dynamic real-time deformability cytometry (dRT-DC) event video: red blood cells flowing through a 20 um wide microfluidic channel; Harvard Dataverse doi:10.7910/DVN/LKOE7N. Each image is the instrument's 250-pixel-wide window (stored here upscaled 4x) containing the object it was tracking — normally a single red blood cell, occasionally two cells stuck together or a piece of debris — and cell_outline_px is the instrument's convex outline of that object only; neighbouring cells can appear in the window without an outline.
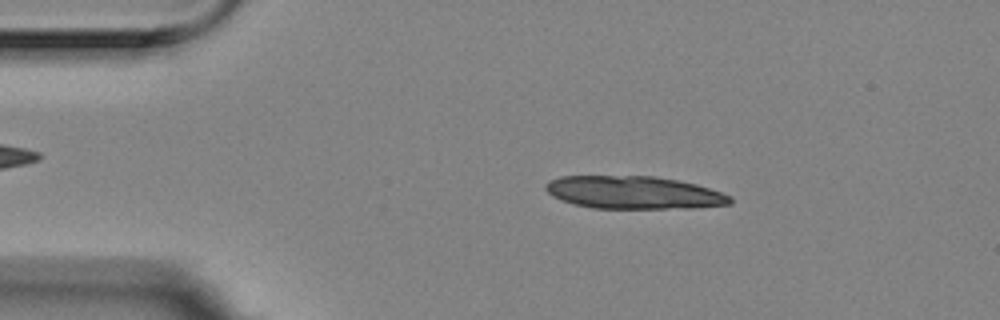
{"species": "Egyptian fruit bat (a non-hibernating species)", "species_latin": "Rousettus aegyptiacus", "temperature_condition": "room temperature", "stored_images_in_passage": 4, "camera_frame_rate_fps": 3000, "um_per_image_px": 0.085, "animal": {"sex": "female"}, "frame": {"image": 1, "passage_image": 3, "time_ms": 0.667, "image_size_px": [1000, 320], "cell_outline_px": [[732, 204], [692, 208], [592, 208], [572, 204], [560, 200], [552, 196], [544, 188], [544, 184], [548, 180], [560, 176], [656, 176], [680, 180], [696, 184], [732, 196]], "centroid_in_image_um": [53.84, 16.36], "position_along_channel_um": 31.2, "area_um2": 35.55}}